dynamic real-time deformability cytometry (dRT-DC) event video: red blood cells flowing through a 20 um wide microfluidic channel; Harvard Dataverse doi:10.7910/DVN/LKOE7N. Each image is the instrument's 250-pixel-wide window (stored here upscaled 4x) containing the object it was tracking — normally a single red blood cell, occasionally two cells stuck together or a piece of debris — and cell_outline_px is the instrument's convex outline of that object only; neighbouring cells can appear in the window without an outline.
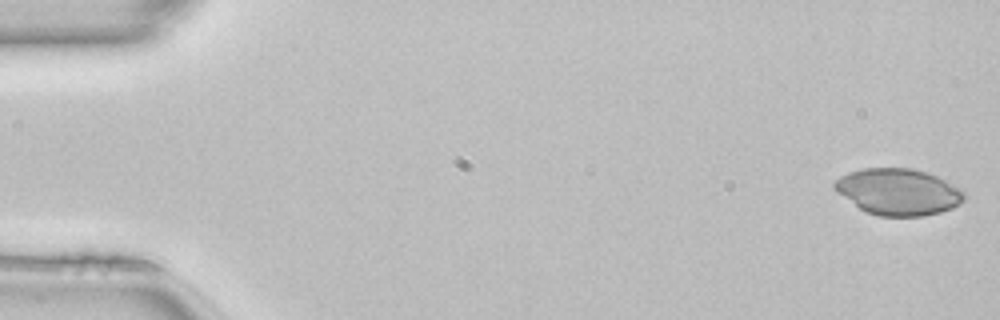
{"species": "common noctule bat (a hibernating species)", "species_latin": "Nyctalus noctula", "temperature_condition": "room temperature", "stored_images_in_passage": 49, "camera_frame_rate_fps": 3000, "um_per_image_px": 0.085, "animal": {"sex": "female", "body_mass_g": 22.7, "forearm_length_mm": 54.2}, "frame": {"image": 1, "passage_image": 1, "time_ms": 0.0, "image_size_px": [1000, 320], "cell_outline_px": [[968, 196], [960, 204], [952, 208], [940, 212], [924, 216], [880, 216], [864, 212], [836, 192], [832, 188], [832, 184], [840, 176], [848, 172], [864, 168], [912, 168], [936, 176], [960, 188]], "centroid_in_image_um": [76.33, 16.31], "position_along_channel_um": 8.7, "area_um2": 35.32}}